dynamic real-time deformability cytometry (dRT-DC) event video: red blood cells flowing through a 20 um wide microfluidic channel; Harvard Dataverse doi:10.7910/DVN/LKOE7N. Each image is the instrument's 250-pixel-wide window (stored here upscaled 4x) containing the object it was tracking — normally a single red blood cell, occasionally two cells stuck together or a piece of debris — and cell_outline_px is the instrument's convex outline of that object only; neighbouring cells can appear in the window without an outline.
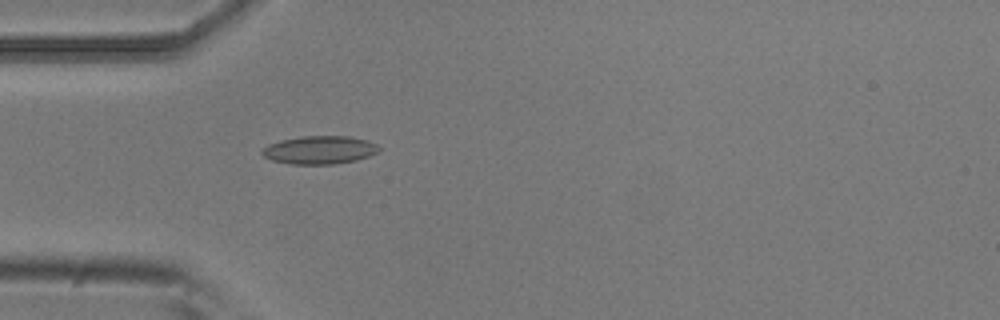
{"species": "common noctule bat (a hibernating species)", "species_latin": "Nyctalus noctula", "temperature_condition": "room temperature", "stored_images_in_passage": 5, "camera_frame_rate_fps": 3000, "um_per_image_px": 0.085, "animal": {"sex": "male", "body_mass_g": 20.5, "forearm_length_mm": 52.5}, "frame": {"image": 1, "passage_image": 5, "time_ms": 1.333, "image_size_px": [1000, 320], "cell_outline_px": [[380, 148], [376, 152], [368, 156], [356, 160], [332, 164], [292, 164], [272, 160], [264, 156], [260, 152], [268, 144], [280, 140], [300, 136], [348, 136], [368, 140], [376, 144]], "centroid_in_image_um": [27.14, 12.74], "position_along_channel_um": 57.9, "area_um2": 19.07}}